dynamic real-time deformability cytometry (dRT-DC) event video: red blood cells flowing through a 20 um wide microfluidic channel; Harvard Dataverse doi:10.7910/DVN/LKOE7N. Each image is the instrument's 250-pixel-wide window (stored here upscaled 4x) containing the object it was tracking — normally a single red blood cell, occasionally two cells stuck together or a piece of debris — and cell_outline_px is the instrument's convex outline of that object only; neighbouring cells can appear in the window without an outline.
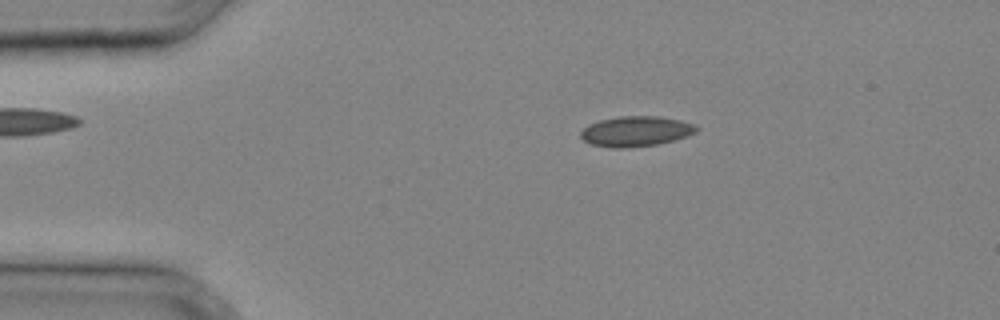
{"species": "common noctule bat (a hibernating species)", "species_latin": "Nyctalus noctula", "temperature_condition": "cold", "stored_images_in_passage": 33, "camera_frame_rate_fps": 3000, "um_per_image_px": 0.085, "animal": {"sex": "male", "body_mass_g": 20.4}, "frame": {"image": 1, "passage_image": 7, "time_ms": 2.0, "image_size_px": [1000, 320], "cell_outline_px": [[700, 128], [696, 132], [688, 136], [656, 144], [628, 148], [612, 148], [592, 144], [584, 140], [580, 136], [580, 132], [588, 124], [600, 120], [620, 116], [656, 116], [680, 120], [696, 124]], "centroid_in_image_um": [54.06, 11.16], "position_along_channel_um": 30.9, "area_um2": 20.4}}
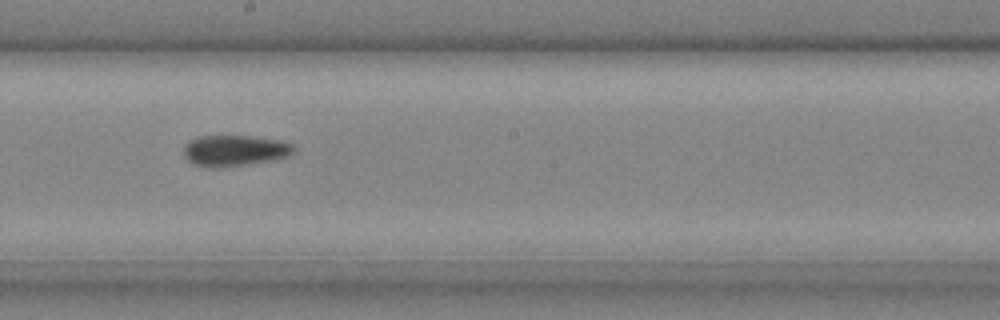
{"frame": {"image": 2, "passage_image": 20, "time_ms": 6.333, "image_size_px": [1000, 320], "cell_outline_px": [[296, 152], [292, 156], [272, 160], [248, 164], [212, 168], [192, 164], [184, 156], [184, 144], [188, 140], [196, 136], [248, 136], [280, 140], [292, 144], [296, 148]], "centroid_in_image_um": [19.95, 12.8], "position_along_channel_um": 228.2, "area_um2": 20.17}}
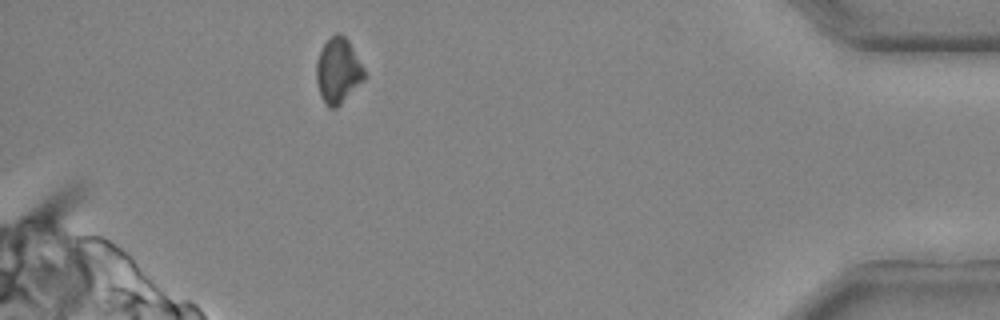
{"frame": {"image": 3, "passage_image": 32, "time_ms": 10.333, "image_size_px": [1000, 320], "cell_outline_px": [[368, 76], [336, 108], [328, 108], [320, 96], [316, 80], [316, 60], [324, 44], [336, 32], [340, 32], [348, 40], [364, 68]], "centroid_in_image_um": [28.74, 6.02], "position_along_channel_um": 406.5, "area_um2": 18.32}}